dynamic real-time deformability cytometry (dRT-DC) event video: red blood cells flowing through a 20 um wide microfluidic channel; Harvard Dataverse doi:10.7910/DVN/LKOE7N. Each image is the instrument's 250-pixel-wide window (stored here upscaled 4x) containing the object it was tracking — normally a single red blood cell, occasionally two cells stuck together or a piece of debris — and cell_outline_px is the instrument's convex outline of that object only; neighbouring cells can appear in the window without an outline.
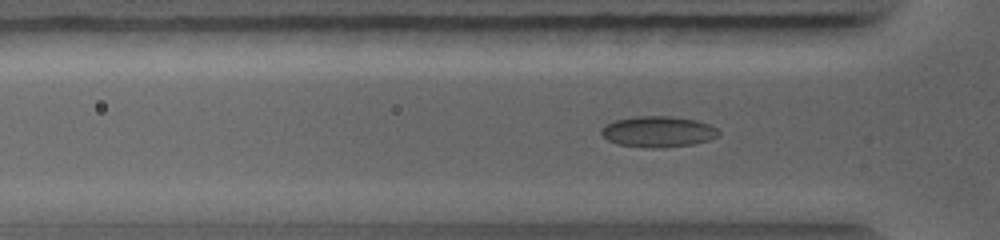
{"species": "common noctule bat (a hibernating species)", "species_latin": "Nyctalus noctula", "temperature_condition": "warm", "stored_images_in_passage": 82, "camera_frame_rate_fps": 5000, "um_per_image_px": 0.085, "animal": {"sex": "female", "body_mass_g": 19.0, "forearm_length_mm": 56.7}, "frame": {"image": 1, "passage_image": 18, "time_ms": 3.0, "image_size_px": [1000, 240], "cell_outline_px": [[720, 132], [716, 136], [708, 140], [692, 144], [652, 148], [616, 144], [608, 140], [600, 132], [600, 128], [616, 120], [636, 116], [668, 116], [696, 120], [708, 124], [716, 128]], "centroid_in_image_um": [55.91, 11.18], "position_along_channel_um": 69.9, "area_um2": 20.81}}
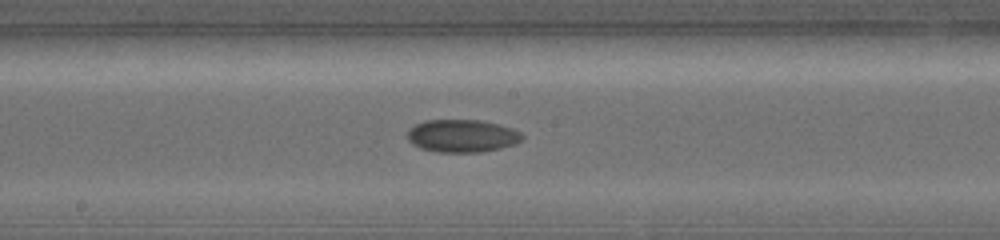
{"frame": {"image": 2, "passage_image": 36, "time_ms": 6.0, "image_size_px": [1000, 240], "cell_outline_px": [[524, 136], [520, 140], [512, 144], [500, 148], [480, 152], [436, 152], [420, 148], [412, 144], [408, 140], [408, 132], [416, 124], [424, 120], [480, 120], [512, 128], [520, 132]], "centroid_in_image_um": [39.25, 11.55], "position_along_channel_um": 208.9, "area_um2": 21.68}}
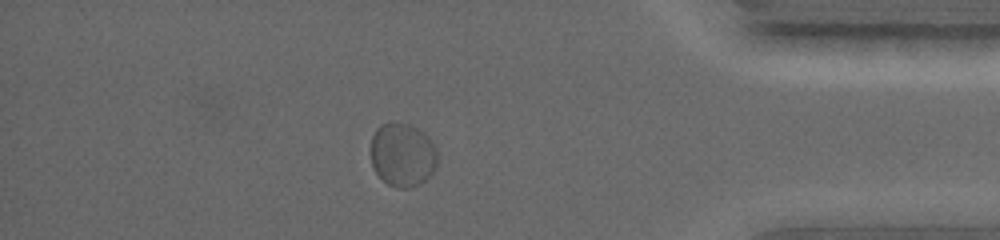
{"frame": {"image": 3, "passage_image": 64, "time_ms": 10.8, "image_size_px": [1000, 240], "cell_outline_px": [[436, 168], [420, 184], [408, 188], [400, 188], [388, 184], [376, 172], [372, 164], [372, 136], [376, 128], [380, 124], [392, 120], [396, 120], [408, 124], [424, 132], [432, 140], [436, 148]], "centroid_in_image_um": [34.22, 13.11], "position_along_channel_um": 401.0, "area_um2": 24.85}}